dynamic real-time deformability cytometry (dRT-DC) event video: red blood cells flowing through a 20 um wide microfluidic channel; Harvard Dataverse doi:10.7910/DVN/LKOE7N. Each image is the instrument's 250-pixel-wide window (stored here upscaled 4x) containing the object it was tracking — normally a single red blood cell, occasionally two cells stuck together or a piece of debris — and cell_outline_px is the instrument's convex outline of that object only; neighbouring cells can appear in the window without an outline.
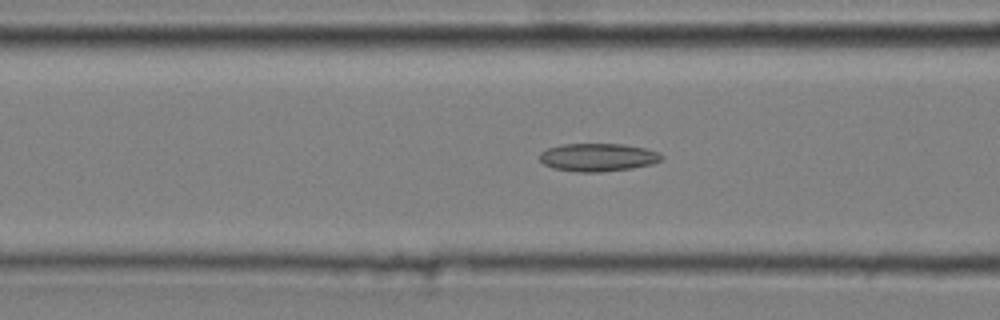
{"species": "common noctule bat (a hibernating species)", "species_latin": "Nyctalus noctula", "temperature_condition": "cold", "stored_images_in_passage": 51, "camera_frame_rate_fps": 3000, "um_per_image_px": 0.085, "animal": {"sex": "male", "body_mass_g": 20.4}, "frame": {"image": 1, "passage_image": 21, "time_ms": 6.667, "image_size_px": [1000, 320], "cell_outline_px": [[664, 156], [660, 160], [652, 164], [632, 168], [600, 172], [576, 172], [552, 168], [544, 164], [540, 160], [540, 152], [548, 148], [560, 144], [620, 144], [644, 148], [660, 152]], "centroid_in_image_um": [50.81, 13.37], "position_along_channel_um": 115.8, "area_um2": 19.94}}
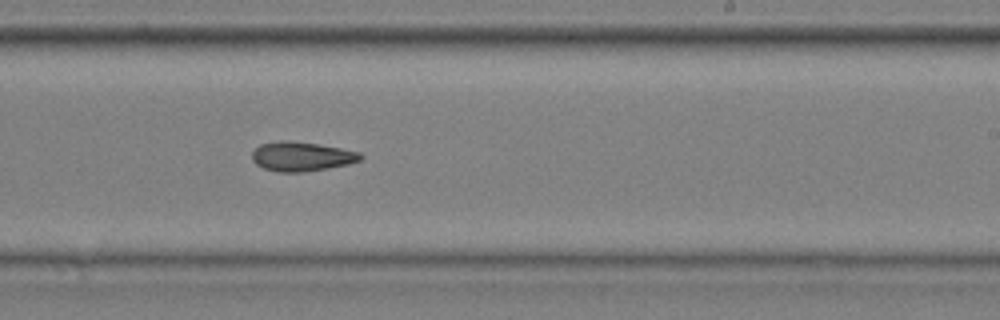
{"frame": {"image": 2, "passage_image": 33, "time_ms": 10.667, "image_size_px": [1000, 320], "cell_outline_px": [[364, 156], [360, 160], [348, 164], [328, 168], [304, 172], [276, 172], [264, 168], [256, 164], [252, 160], [252, 152], [260, 144], [280, 140], [288, 140], [316, 144], [340, 148], [360, 152]], "centroid_in_image_um": [25.62, 13.3], "position_along_channel_um": 263.4, "area_um2": 18.55}}
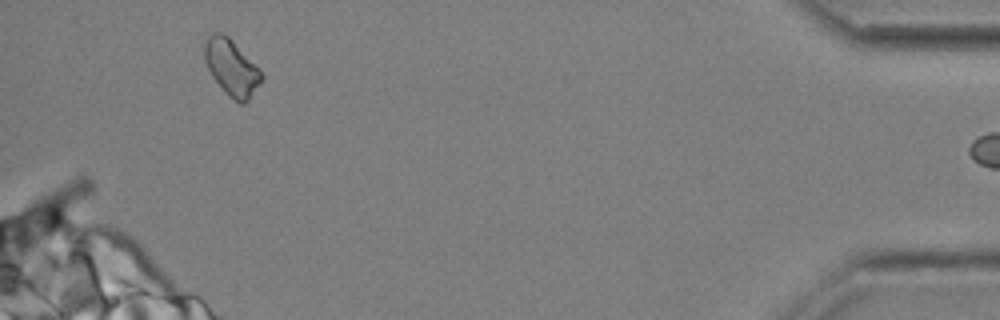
{"frame": {"image": 3, "passage_image": 50, "time_ms": 16.333, "image_size_px": [1000, 320], "cell_outline_px": [[264, 76], [248, 100], [244, 104], [240, 104], [228, 96], [224, 92], [212, 76], [204, 60], [204, 40], [212, 32], [220, 32], [228, 36], [232, 40]], "centroid_in_image_um": [19.63, 5.74], "position_along_channel_um": 415.6, "area_um2": 18.32}}